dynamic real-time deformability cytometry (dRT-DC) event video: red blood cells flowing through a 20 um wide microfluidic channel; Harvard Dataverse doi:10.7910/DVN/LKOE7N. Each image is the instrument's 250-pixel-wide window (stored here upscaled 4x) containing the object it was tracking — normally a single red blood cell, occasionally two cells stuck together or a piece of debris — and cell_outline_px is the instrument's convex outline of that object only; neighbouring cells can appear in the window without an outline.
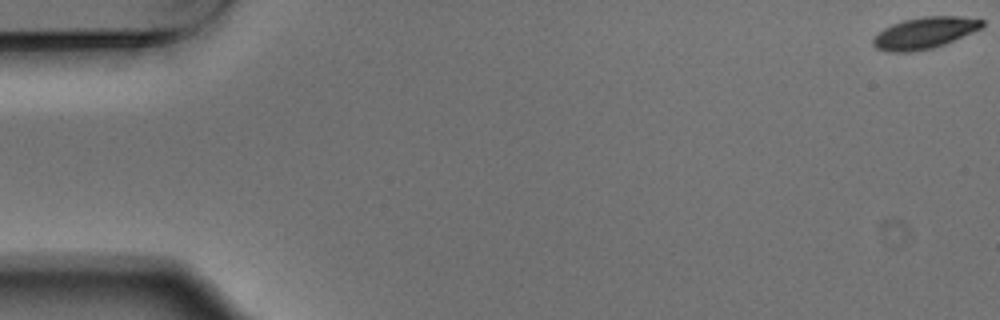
{"species": "Egyptian fruit bat (a non-hibernating species)", "species_latin": "Rousettus aegyptiacus", "temperature_condition": "warm", "stored_images_in_passage": 6, "camera_frame_rate_fps": 3000, "um_per_image_px": 0.085, "animal": {"sex": "male"}, "frame": {"image": 1, "passage_image": 1, "time_ms": 0.0, "image_size_px": [1000, 320], "cell_outline_px": [[984, 28], [944, 44], [932, 48], [912, 52], [884, 52], [876, 48], [872, 44], [872, 40], [884, 28], [892, 24], [904, 20], [924, 16], [960, 16], [984, 20]], "centroid_in_image_um": [78.61, 2.8], "position_along_channel_um": 6.4, "area_um2": 20.11}}
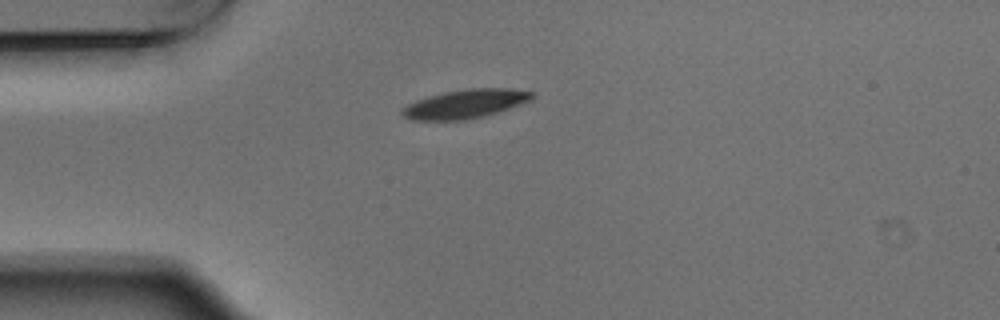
{"frame": {"image": 2, "passage_image": 5, "time_ms": 1.333, "image_size_px": [1000, 320], "cell_outline_px": [[536, 96], [520, 104], [484, 116], [464, 120], [412, 120], [404, 116], [400, 112], [408, 104], [416, 100], [428, 96], [444, 92], [468, 88], [508, 88], [536, 92]], "centroid_in_image_um": [39.56, 8.82], "position_along_channel_um": 45.4, "area_um2": 21.68}}
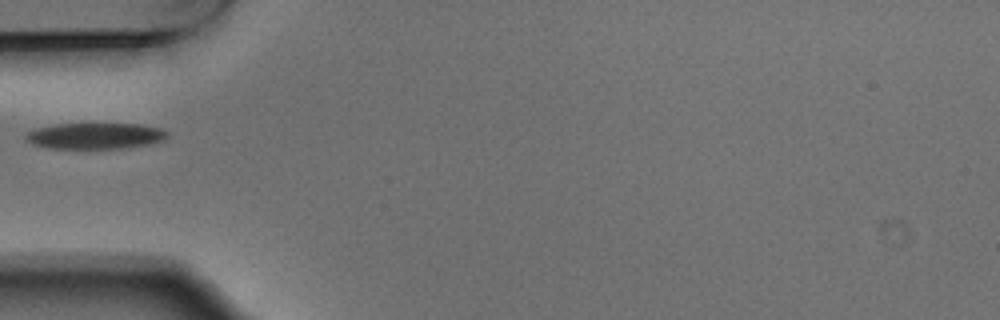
{"frame": {"image": 3, "passage_image": 6, "time_ms": 1.667, "image_size_px": [1000, 320], "cell_outline_px": [[168, 136], [164, 140], [148, 144], [124, 148], [48, 148], [32, 144], [24, 140], [24, 136], [28, 132], [36, 128], [56, 124], [140, 124], [160, 128], [168, 132]], "centroid_in_image_um": [8.07, 11.55], "position_along_channel_um": 76.9, "area_um2": 21.5}}